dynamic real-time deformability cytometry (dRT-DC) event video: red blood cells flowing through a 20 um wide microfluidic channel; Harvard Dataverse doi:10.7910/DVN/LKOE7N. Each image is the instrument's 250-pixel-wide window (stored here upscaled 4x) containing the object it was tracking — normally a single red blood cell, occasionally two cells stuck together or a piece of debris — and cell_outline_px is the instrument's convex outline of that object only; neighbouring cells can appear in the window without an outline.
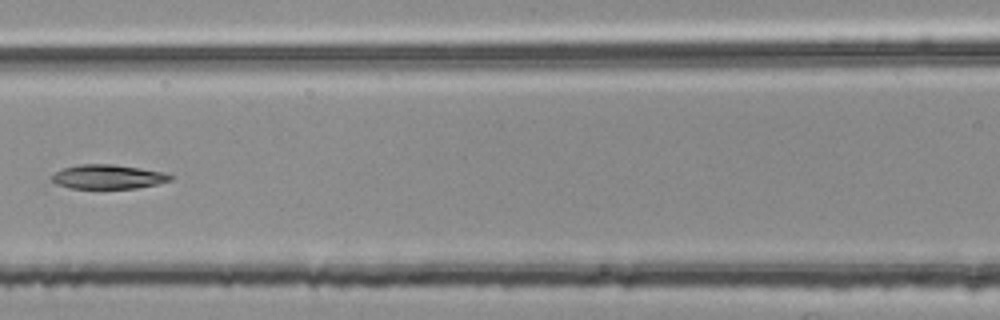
{"species": "common noctule bat (a hibernating species)", "species_latin": "Nyctalus noctula", "temperature_condition": "room temperature", "stored_images_in_passage": 5, "camera_frame_rate_fps": 3000, "um_per_image_px": 0.085, "animal": {"sex": "female", "body_mass_g": 25.1}, "frame": {"image": 1, "passage_image": 5, "time_ms": 1.333, "image_size_px": [1000, 320], "cell_outline_px": [[176, 176], [172, 180], [156, 184], [136, 188], [100, 192], [72, 188], [56, 184], [52, 180], [52, 172], [76, 164], [116, 164], [164, 172]], "centroid_in_image_um": [9.17, 15.07], "position_along_channel_um": 157.4, "area_um2": 17.8}}